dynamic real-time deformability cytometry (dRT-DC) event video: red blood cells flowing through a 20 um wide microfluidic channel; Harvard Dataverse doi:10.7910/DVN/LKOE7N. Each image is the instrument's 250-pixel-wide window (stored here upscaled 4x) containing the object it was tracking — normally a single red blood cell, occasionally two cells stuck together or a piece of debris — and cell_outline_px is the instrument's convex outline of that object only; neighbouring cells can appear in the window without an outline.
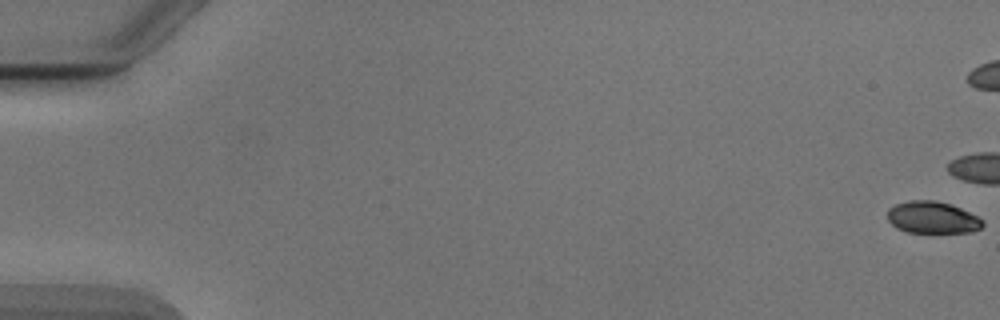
{"species": "Egyptian fruit bat (a non-hibernating species)", "species_latin": "Rousettus aegyptiacus", "temperature_condition": "cold", "stored_images_in_passage": 45, "camera_frame_rate_fps": 3000, "um_per_image_px": 0.085, "animal": {"sex": "male"}, "frame": {"image": 1, "passage_image": 1, "time_ms": 0.0, "image_size_px": [1000, 320], "cell_outline_px": [[984, 224], [980, 228], [968, 232], [908, 232], [896, 228], [888, 220], [888, 208], [896, 204], [912, 200], [936, 200], [952, 204], [984, 220]], "centroid_in_image_um": [79.24, 18.47], "position_along_channel_um": 5.8, "area_um2": 17.63}}
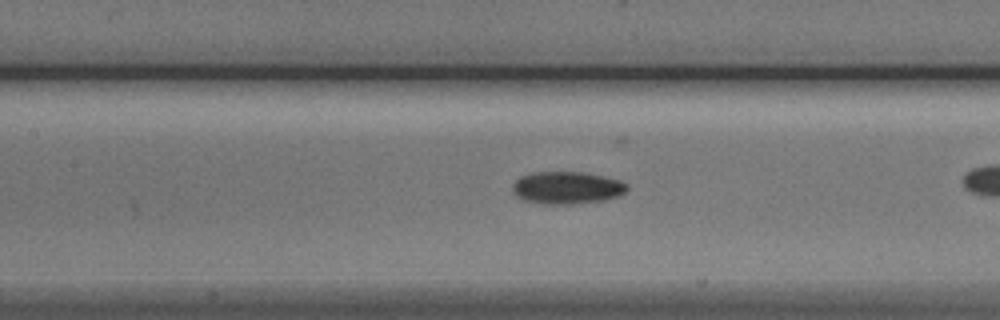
{"frame": {"image": 2, "passage_image": 26, "time_ms": 8.333, "image_size_px": [1000, 320], "cell_outline_px": [[628, 188], [620, 196], [604, 200], [572, 204], [544, 204], [524, 200], [516, 196], [512, 192], [512, 184], [520, 176], [536, 172], [584, 172], [620, 180], [628, 184]], "centroid_in_image_um": [48.18, 15.96], "position_along_channel_um": 159.2, "area_um2": 21.73}}
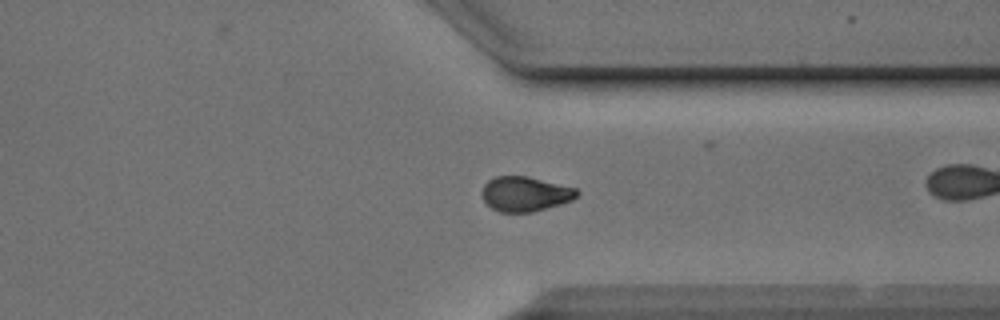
{"frame": {"image": 3, "passage_image": 42, "time_ms": 13.667, "image_size_px": [1000, 320], "cell_outline_px": [[580, 192], [572, 200], [560, 204], [532, 212], [500, 212], [492, 208], [484, 200], [484, 184], [488, 180], [496, 176], [528, 176], [576, 188]], "centroid_in_image_um": [44.66, 16.48], "position_along_channel_um": 366.7, "area_um2": 19.02}, "authors_computed_cell_mechanics": {"area_um2": 19.8254, "velocity_mm_per_s": 3.8974, "shape_relaxation_time_tau1_ms": 3.5326, "shape_relaxation_time_tau2_ms": null, "deformation_change_tau1": 0.1236, "deformation_change_tau2": null}}